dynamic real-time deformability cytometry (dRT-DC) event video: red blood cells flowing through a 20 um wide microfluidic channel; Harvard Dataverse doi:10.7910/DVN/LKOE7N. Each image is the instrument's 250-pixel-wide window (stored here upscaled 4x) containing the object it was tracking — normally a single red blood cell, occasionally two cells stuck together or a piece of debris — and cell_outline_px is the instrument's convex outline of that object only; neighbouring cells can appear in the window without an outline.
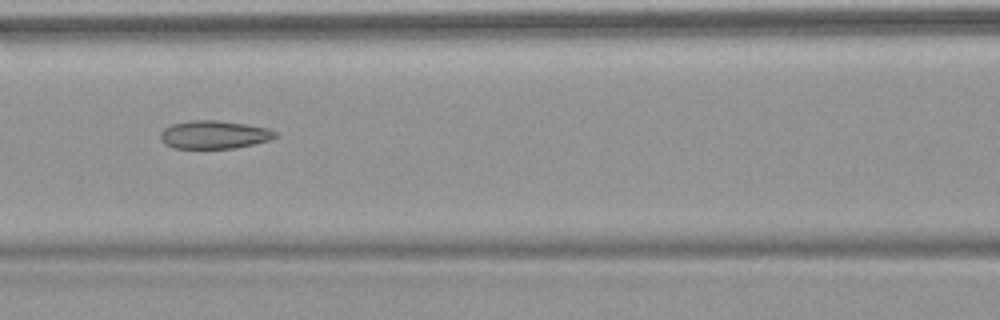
{"species": "common noctule bat (a hibernating species)", "species_latin": "Nyctalus noctula", "temperature_condition": "warm", "stored_images_in_passage": 4, "camera_frame_rate_fps": 3000, "um_per_image_px": 0.085, "animal": {"sex": "female", "body_mass_g": 18.4}, "frame": {"image": 1, "passage_image": 3, "time_ms": 2.333, "image_size_px": [1000, 320], "cell_outline_px": [[276, 136], [268, 140], [252, 144], [232, 148], [172, 148], [164, 144], [160, 140], [160, 132], [164, 128], [172, 124], [188, 120], [216, 120], [248, 124], [268, 128], [276, 132]], "centroid_in_image_um": [18.14, 11.44], "position_along_channel_um": 148.5, "area_um2": 18.84}}
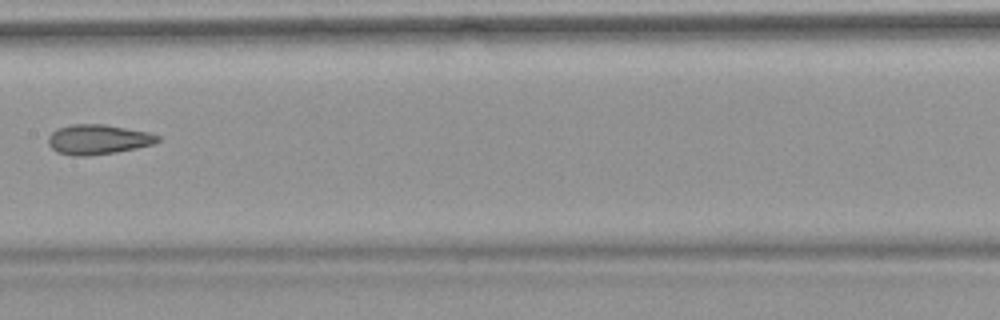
{"frame": {"image": 2, "passage_image": 4, "time_ms": 3.667, "image_size_px": [1000, 320], "cell_outline_px": [[160, 140], [152, 144], [136, 148], [116, 152], [84, 156], [72, 156], [56, 152], [48, 144], [48, 136], [56, 128], [72, 124], [104, 124], [148, 132], [160, 136]], "centroid_in_image_um": [8.29, 11.85], "position_along_channel_um": 199.1, "area_um2": 19.07}}